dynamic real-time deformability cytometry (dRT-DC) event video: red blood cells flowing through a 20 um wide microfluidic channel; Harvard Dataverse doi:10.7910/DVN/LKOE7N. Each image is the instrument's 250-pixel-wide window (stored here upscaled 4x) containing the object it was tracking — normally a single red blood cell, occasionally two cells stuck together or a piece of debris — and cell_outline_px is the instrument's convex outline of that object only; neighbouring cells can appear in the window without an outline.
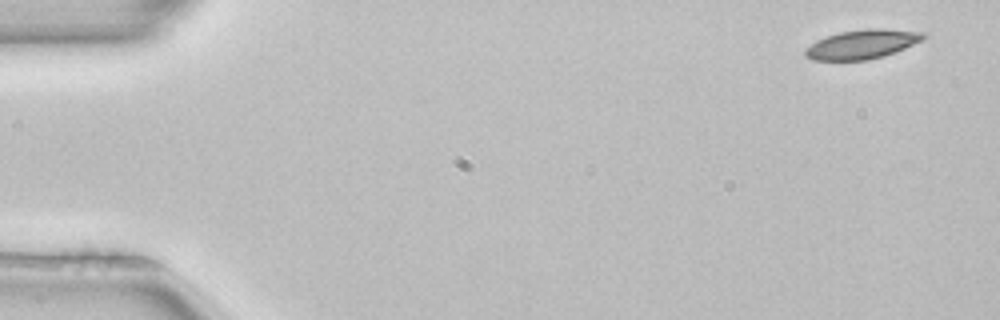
{"species": "common noctule bat (a hibernating species)", "species_latin": "Nyctalus noctula", "temperature_condition": "room temperature", "stored_images_in_passage": 4, "camera_frame_rate_fps": 3000, "um_per_image_px": 0.085, "animal": {"sex": "female", "body_mass_g": 22.7, "forearm_length_mm": 54.2}, "frame": {"image": 1, "passage_image": 1, "time_ms": 0.0, "image_size_px": [1000, 320], "cell_outline_px": [[924, 36], [920, 40], [904, 48], [884, 56], [868, 60], [812, 60], [804, 56], [804, 48], [816, 40], [840, 32], [868, 28], [880, 28], [924, 32]], "centroid_in_image_um": [73.21, 3.77], "position_along_channel_um": 11.8, "area_um2": 19.94}}